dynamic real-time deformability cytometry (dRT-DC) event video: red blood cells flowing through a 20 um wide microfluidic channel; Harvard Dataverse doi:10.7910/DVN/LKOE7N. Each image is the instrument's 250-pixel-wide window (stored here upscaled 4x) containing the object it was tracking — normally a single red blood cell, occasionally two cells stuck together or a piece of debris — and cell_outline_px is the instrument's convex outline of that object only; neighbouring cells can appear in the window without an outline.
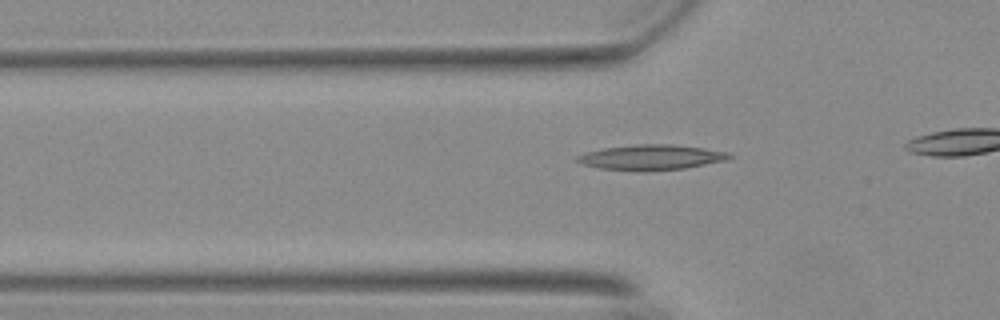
{"species": "Egyptian fruit bat (a non-hibernating species)", "species_latin": "Rousettus aegyptiacus", "temperature_condition": "warm", "stored_images_in_passage": 15, "camera_frame_rate_fps": 3000, "um_per_image_px": 0.085, "animal": {"sex": "female"}, "frame": {"image": 1, "passage_image": 9, "time_ms": 2.667, "image_size_px": [1000, 320], "cell_outline_px": [[736, 156], [724, 160], [684, 168], [600, 168], [584, 164], [576, 160], [576, 156], [584, 152], [604, 148], [636, 144], [672, 144], [704, 148], [732, 152]], "centroid_in_image_um": [55.42, 13.31], "position_along_channel_um": 70.4, "area_um2": 21.27}}
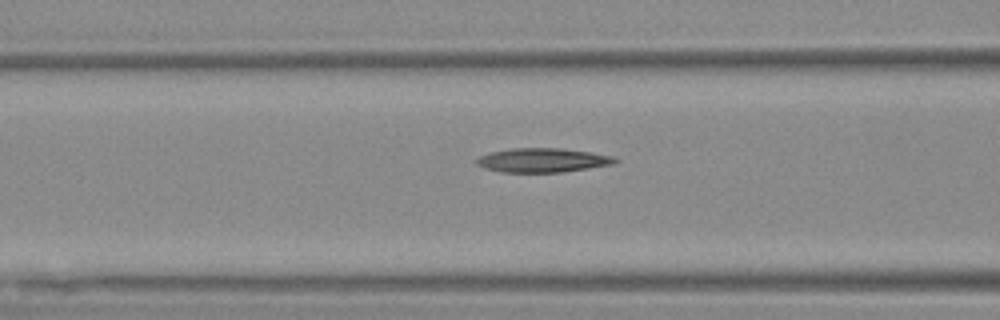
{"frame": {"image": 2, "passage_image": 13, "time_ms": 4.0, "image_size_px": [1000, 320], "cell_outline_px": [[620, 160], [616, 164], [560, 172], [500, 172], [484, 168], [476, 164], [476, 160], [480, 156], [488, 152], [512, 148], [560, 148], [592, 152], [616, 156]], "centroid_in_image_um": [46.16, 13.61], "position_along_channel_um": 120.4, "area_um2": 19.71}}